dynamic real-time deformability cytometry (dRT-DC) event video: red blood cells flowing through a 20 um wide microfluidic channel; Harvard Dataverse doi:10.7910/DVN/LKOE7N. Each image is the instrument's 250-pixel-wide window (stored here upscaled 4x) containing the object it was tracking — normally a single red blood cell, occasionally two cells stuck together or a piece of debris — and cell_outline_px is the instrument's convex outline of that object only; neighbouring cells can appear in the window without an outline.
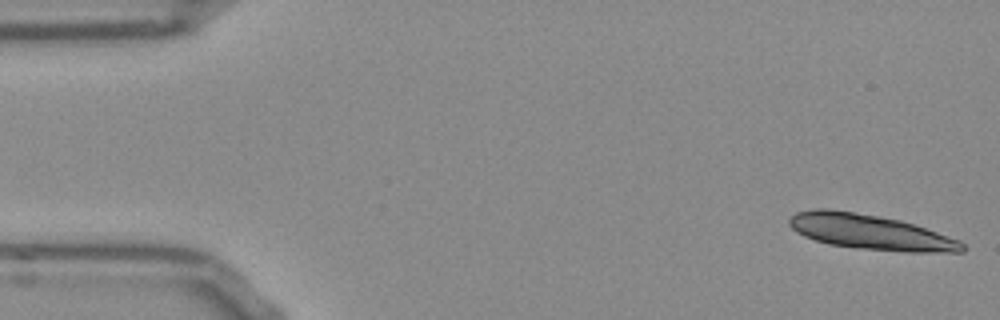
{"species": "Egyptian fruit bat (a non-hibernating species)", "species_latin": "Rousettus aegyptiacus", "temperature_condition": "room temperature", "stored_images_in_passage": 13, "camera_frame_rate_fps": 3000, "um_per_image_px": 0.085, "frame": {"image": 1, "passage_image": 1, "time_ms": 0.0, "image_size_px": [1000, 320], "cell_outline_px": [[968, 248], [964, 252], [904, 252], [856, 248], [832, 244], [816, 240], [804, 236], [796, 232], [788, 224], [788, 220], [796, 212], [816, 208], [828, 208], [880, 216], [900, 220], [960, 240]], "centroid_in_image_um": [73.98, 19.73], "position_along_channel_um": 11.0, "area_um2": 35.32}}